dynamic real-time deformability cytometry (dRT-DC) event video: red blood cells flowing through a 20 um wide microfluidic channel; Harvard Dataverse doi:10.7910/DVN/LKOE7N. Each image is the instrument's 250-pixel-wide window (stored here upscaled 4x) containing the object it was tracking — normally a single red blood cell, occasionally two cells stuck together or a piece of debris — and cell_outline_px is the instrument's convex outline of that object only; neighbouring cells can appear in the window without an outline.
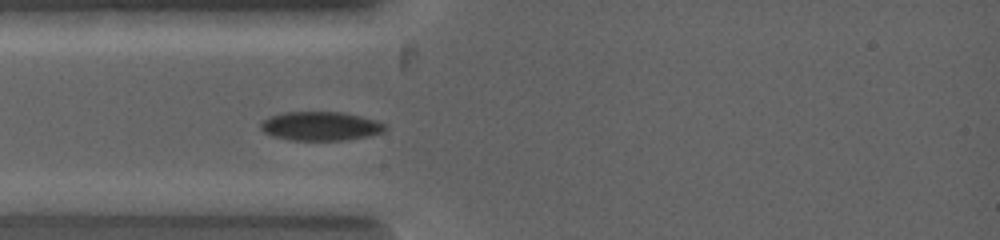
{"species": "common noctule bat (a hibernating species)", "species_latin": "Nyctalus noctula", "temperature_condition": "warm", "stored_images_in_passage": 9, "camera_frame_rate_fps": 5000, "um_per_image_px": 0.085, "animal": {"sex": "female", "body_mass_g": 19.0, "forearm_length_mm": 53.3}, "frame": {"image": 1, "passage_image": 1, "time_ms": 0.0, "image_size_px": [1000, 240], "cell_outline_px": [[388, 128], [384, 132], [372, 136], [344, 140], [288, 140], [272, 136], [264, 132], [260, 128], [260, 120], [268, 116], [284, 112], [344, 112], [376, 120], [388, 124]], "centroid_in_image_um": [27.26, 10.72], "position_along_channel_um": 57.7, "area_um2": 21.44}}